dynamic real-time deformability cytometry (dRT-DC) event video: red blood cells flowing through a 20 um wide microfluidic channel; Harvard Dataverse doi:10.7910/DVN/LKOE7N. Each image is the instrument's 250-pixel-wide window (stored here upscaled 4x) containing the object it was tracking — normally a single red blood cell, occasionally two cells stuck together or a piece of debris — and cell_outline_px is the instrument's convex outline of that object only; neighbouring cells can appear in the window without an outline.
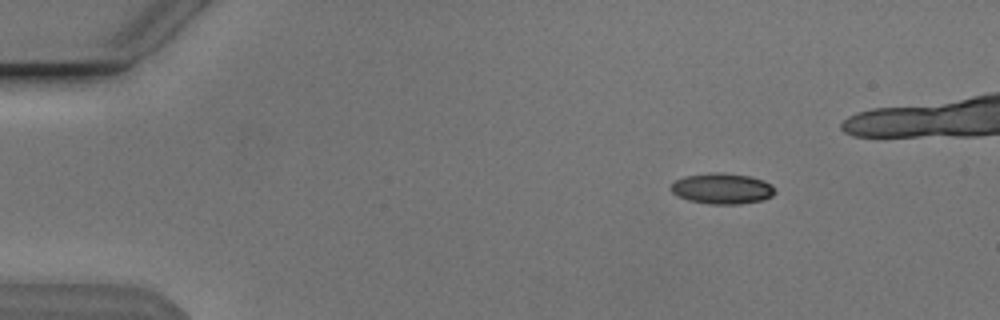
{"species": "Egyptian fruit bat (a non-hibernating species)", "species_latin": "Rousettus aegyptiacus", "temperature_condition": "cold", "stored_images_in_passage": 41, "camera_frame_rate_fps": 3000, "um_per_image_px": 0.085, "animal": {"sex": "male"}, "frame": {"image": 1, "passage_image": 1, "time_ms": 0.0, "image_size_px": [1000, 320], "cell_outline_px": [[776, 192], [772, 196], [764, 200], [740, 204], [708, 204], [688, 200], [676, 196], [668, 188], [676, 180], [684, 176], [712, 172], [720, 172], [748, 176], [764, 180]], "centroid_in_image_um": [61.33, 16.03], "position_along_channel_um": 23.7, "area_um2": 18.73}}
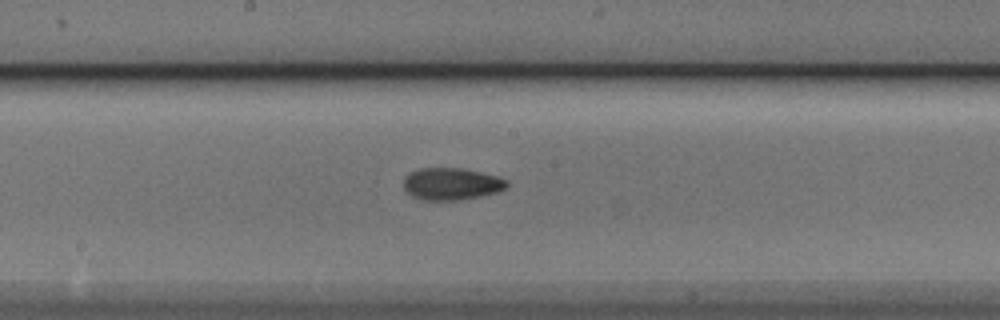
{"frame": {"image": 2, "passage_image": 22, "time_ms": 7.0, "image_size_px": [1000, 320], "cell_outline_px": [[508, 184], [500, 192], [460, 200], [420, 200], [412, 196], [404, 188], [404, 176], [408, 172], [420, 168], [460, 168], [480, 172], [496, 176], [508, 180]], "centroid_in_image_um": [38.35, 15.63], "position_along_channel_um": 209.8, "area_um2": 19.42}}
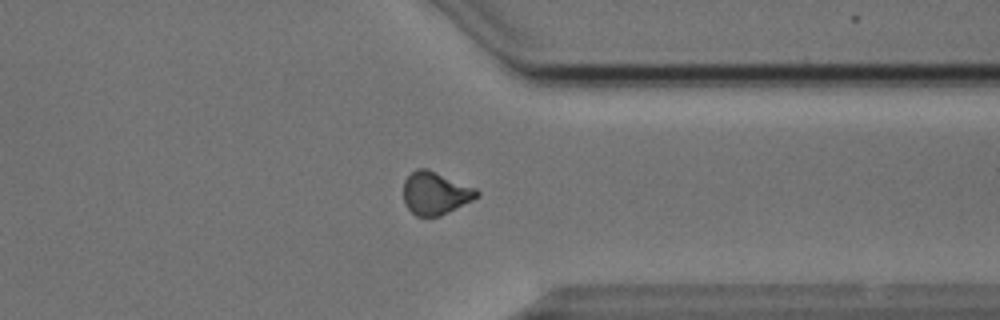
{"frame": {"image": 3, "passage_image": 35, "time_ms": 11.333, "image_size_px": [1000, 320], "cell_outline_px": [[480, 192], [472, 200], [440, 216], [416, 216], [404, 204], [404, 180], [416, 168], [424, 168], [476, 188]], "centroid_in_image_um": [36.97, 16.43], "position_along_channel_um": 374.4, "area_um2": 17.92}, "authors_computed_cell_mechanics": {"area_um2": 18.8428, "velocity_mm_per_s": 3.856, "shape_relaxation_time_tau1_ms": 4.9253, "shape_relaxation_time_tau2_ms": 2.8779, "deformation_change_tau1": 0.1114, "deformation_change_tau2": 0.0697}}